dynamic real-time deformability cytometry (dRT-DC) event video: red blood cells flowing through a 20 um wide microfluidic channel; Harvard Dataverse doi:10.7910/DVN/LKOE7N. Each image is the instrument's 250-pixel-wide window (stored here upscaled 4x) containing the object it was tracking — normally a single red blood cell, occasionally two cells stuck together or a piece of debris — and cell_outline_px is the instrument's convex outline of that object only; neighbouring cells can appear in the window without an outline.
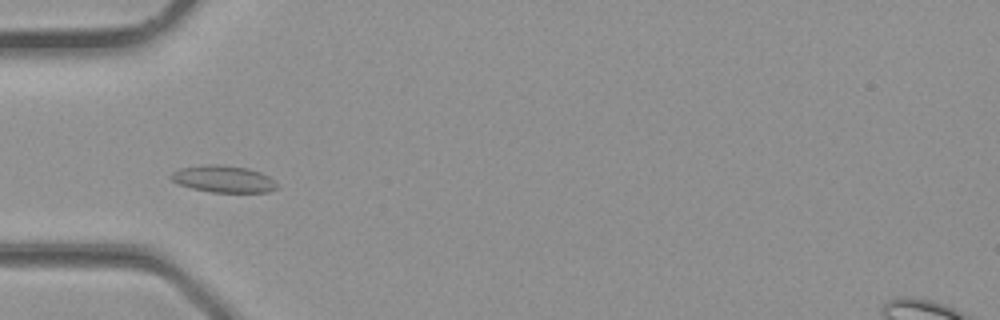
{"species": "common noctule bat (a hibernating species)", "species_latin": "Nyctalus noctula", "temperature_condition": "room temperature", "stored_images_in_passage": 24, "camera_frame_rate_fps": 3000, "um_per_image_px": 0.085, "animal": {"sex": "male", "body_mass_g": 23.1, "forearm_length_mm": 52.7}, "frame": {"image": 1, "passage_image": 6, "time_ms": 1.667, "image_size_px": [1000, 320], "cell_outline_px": [[280, 188], [268, 192], [212, 192], [192, 188], [180, 184], [172, 180], [168, 176], [172, 172], [180, 168], [204, 164], [220, 164], [248, 168], [260, 172], [268, 176]], "centroid_in_image_um": [18.98, 15.2], "position_along_channel_um": 66.0, "area_um2": 16.65}}
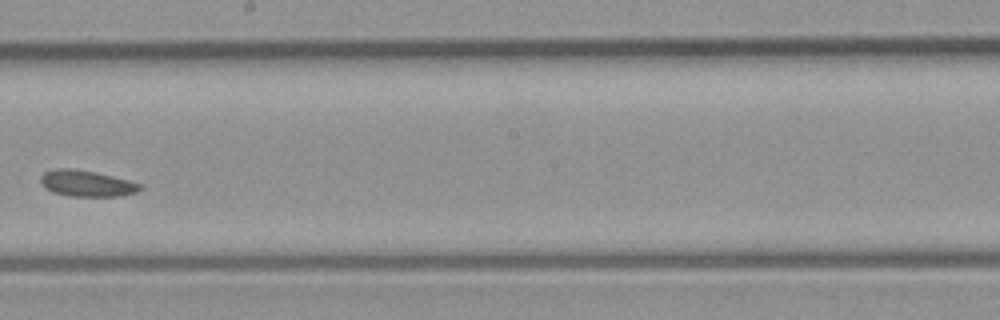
{"frame": {"image": 2, "passage_image": 15, "time_ms": 4.667, "image_size_px": [1000, 320], "cell_outline_px": [[140, 188], [136, 192], [116, 196], [68, 196], [52, 192], [44, 188], [40, 180], [40, 176], [44, 172], [56, 168], [76, 168], [96, 172], [128, 180], [140, 184]], "centroid_in_image_um": [7.29, 15.58], "position_along_channel_um": 240.9, "area_um2": 15.14}}
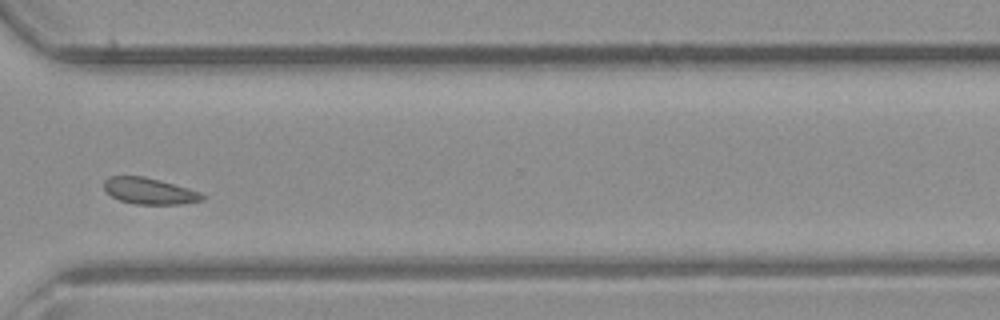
{"frame": {"image": 3, "passage_image": 21, "time_ms": 6.667, "image_size_px": [1000, 320], "cell_outline_px": [[208, 196], [204, 200], [180, 204], [136, 204], [120, 200], [112, 196], [104, 188], [104, 180], [108, 176], [144, 176], [160, 180], [188, 188], [200, 192]], "centroid_in_image_um": [12.73, 16.23], "position_along_channel_um": 357.9, "area_um2": 15.09}}